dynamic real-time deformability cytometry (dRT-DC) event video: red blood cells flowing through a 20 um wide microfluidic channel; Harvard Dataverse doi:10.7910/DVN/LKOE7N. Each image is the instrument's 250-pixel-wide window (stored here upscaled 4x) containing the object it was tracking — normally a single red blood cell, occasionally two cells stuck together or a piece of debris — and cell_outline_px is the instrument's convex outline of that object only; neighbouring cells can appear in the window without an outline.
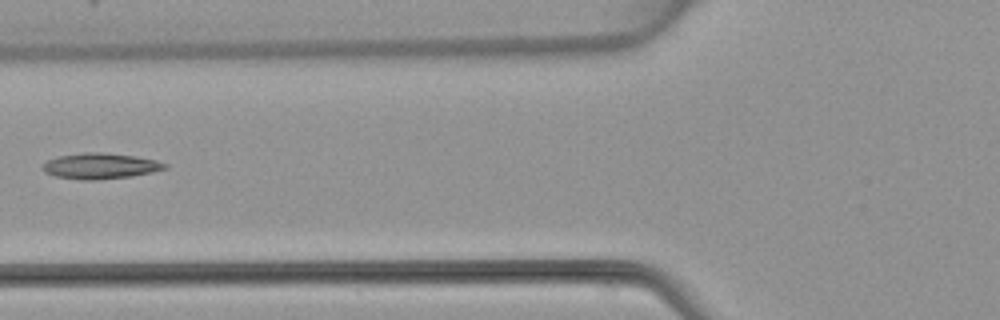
{"species": "common noctule bat (a hibernating species)", "species_latin": "Nyctalus noctula", "temperature_condition": "warm", "stored_images_in_passage": 5, "camera_frame_rate_fps": 3000, "um_per_image_px": 0.085, "animal": {"sex": "female", "body_mass_g": 22.7, "forearm_length_mm": 54.2}, "frame": {"image": 1, "passage_image": 5, "time_ms": 5.667, "image_size_px": [1000, 320], "cell_outline_px": [[168, 168], [152, 172], [132, 176], [96, 180], [80, 180], [56, 176], [44, 172], [40, 168], [40, 164], [48, 160], [60, 156], [84, 152], [104, 152], [136, 156], [156, 160], [168, 164]], "centroid_in_image_um": [8.51, 14.11], "position_along_channel_um": 117.3, "area_um2": 18.55}}